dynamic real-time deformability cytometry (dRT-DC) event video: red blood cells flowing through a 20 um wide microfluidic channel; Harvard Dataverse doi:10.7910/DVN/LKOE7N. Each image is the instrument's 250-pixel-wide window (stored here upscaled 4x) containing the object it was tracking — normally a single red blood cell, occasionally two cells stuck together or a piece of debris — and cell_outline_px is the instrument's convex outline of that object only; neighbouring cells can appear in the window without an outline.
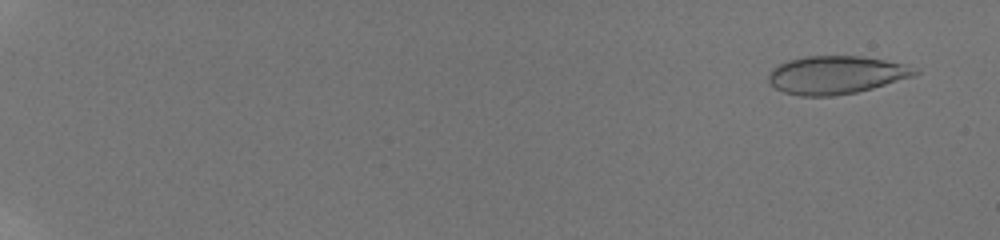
{"species": "human", "species_latin": "Homo sapiens", "temperature_condition": "room temperature", "stored_images_in_passage": 20, "camera_frame_rate_fps": 3000, "um_per_image_px": 0.085, "donor": {"sex": "male"}, "frame": {"image": 1, "passage_image": 4, "time_ms": 1.0, "image_size_px": [1000, 240], "cell_outline_px": [[920, 72], [916, 76], [872, 88], [856, 92], [832, 96], [800, 96], [784, 92], [776, 88], [768, 80], [768, 76], [772, 68], [788, 60], [804, 56], [860, 56], [884, 60], [904, 64], [920, 68]], "centroid_in_image_um": [71.11, 6.36], "position_along_channel_um": 13.9, "area_um2": 32.54}}